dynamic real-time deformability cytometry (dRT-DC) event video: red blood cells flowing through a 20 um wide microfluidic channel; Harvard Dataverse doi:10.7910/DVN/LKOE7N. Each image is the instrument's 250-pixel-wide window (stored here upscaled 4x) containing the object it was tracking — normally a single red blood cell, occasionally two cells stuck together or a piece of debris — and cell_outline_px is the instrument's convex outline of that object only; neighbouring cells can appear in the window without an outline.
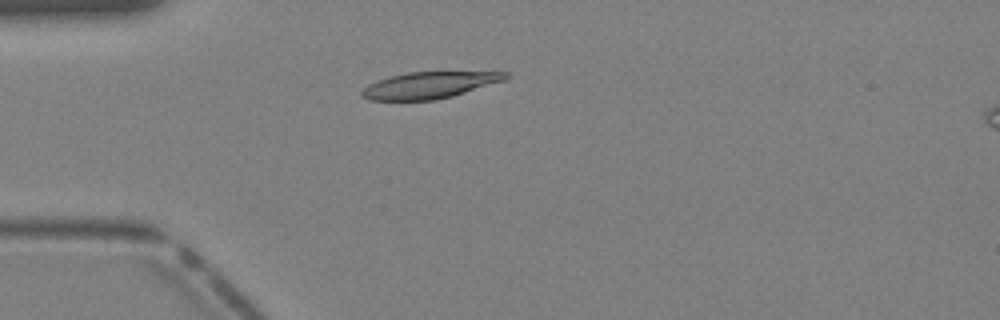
{"species": "Egyptian fruit bat (a non-hibernating species)", "species_latin": "Rousettus aegyptiacus", "temperature_condition": "warm", "stored_images_in_passage": 39, "camera_frame_rate_fps": 3000, "um_per_image_px": 0.085, "animal": {"sex": "female"}, "frame": {"image": 1, "passage_image": 10, "time_ms": 3.0, "image_size_px": [1000, 320], "cell_outline_px": [[512, 76], [504, 80], [452, 96], [436, 100], [368, 100], [360, 96], [360, 92], [368, 84], [376, 80], [388, 76], [408, 72], [508, 72]], "centroid_in_image_um": [36.45, 7.24], "position_along_channel_um": 48.6, "area_um2": 22.25}}
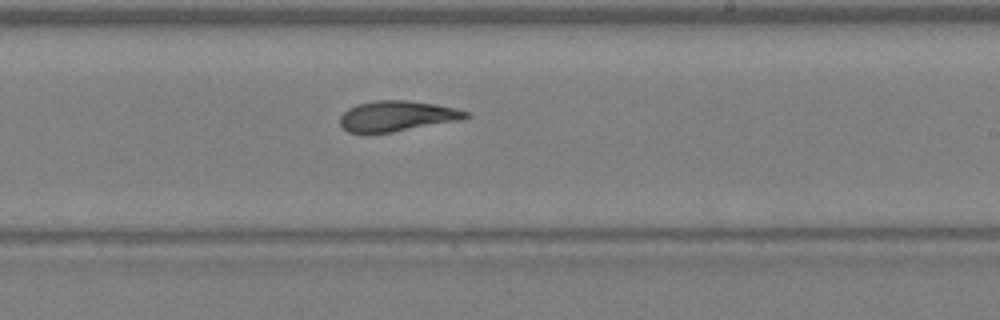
{"frame": {"image": 2, "passage_image": 23, "time_ms": 7.333, "image_size_px": [1000, 320], "cell_outline_px": [[472, 116], [464, 120], [392, 132], [348, 132], [340, 124], [340, 116], [348, 108], [356, 104], [376, 100], [408, 100], [436, 104], [468, 112]], "centroid_in_image_um": [33.78, 9.86], "position_along_channel_um": 255.2, "area_um2": 22.37}}
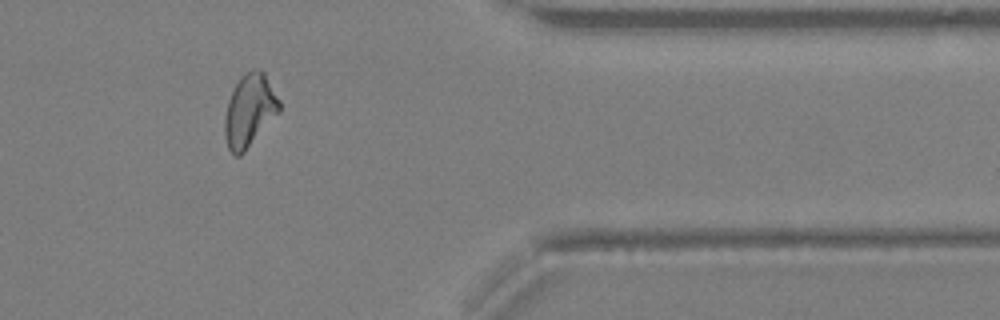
{"frame": {"image": 3, "passage_image": 32, "time_ms": 10.333, "image_size_px": [1000, 320], "cell_outline_px": [[280, 112], [244, 152], [240, 156], [236, 156], [228, 148], [224, 136], [224, 116], [228, 100], [240, 76], [256, 68], [260, 68], [264, 72], [280, 100]], "centroid_in_image_um": [21.21, 9.39], "position_along_channel_um": 390.2, "area_um2": 23.18}}